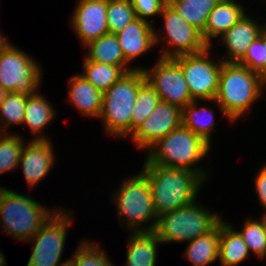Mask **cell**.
Listing matches in <instances>:
<instances>
[{"label":"cell","instance_id":"6da1fadb","mask_svg":"<svg viewBox=\"0 0 266 266\" xmlns=\"http://www.w3.org/2000/svg\"><path fill=\"white\" fill-rule=\"evenodd\" d=\"M264 88L266 80L259 73L239 63L223 62L216 97L206 102L215 103L231 124L251 111Z\"/></svg>","mask_w":266,"mask_h":266},{"label":"cell","instance_id":"7a4b0ae2","mask_svg":"<svg viewBox=\"0 0 266 266\" xmlns=\"http://www.w3.org/2000/svg\"><path fill=\"white\" fill-rule=\"evenodd\" d=\"M141 171L148 177L158 217L197 201L206 182L195 172L150 164L146 159Z\"/></svg>","mask_w":266,"mask_h":266},{"label":"cell","instance_id":"3957f363","mask_svg":"<svg viewBox=\"0 0 266 266\" xmlns=\"http://www.w3.org/2000/svg\"><path fill=\"white\" fill-rule=\"evenodd\" d=\"M210 150L209 143L181 124L154 143L145 159L150 164L195 172L206 181L210 171L201 167L200 161L208 157Z\"/></svg>","mask_w":266,"mask_h":266},{"label":"cell","instance_id":"277c9868","mask_svg":"<svg viewBox=\"0 0 266 266\" xmlns=\"http://www.w3.org/2000/svg\"><path fill=\"white\" fill-rule=\"evenodd\" d=\"M121 183L118 189H115L112 200L122 227L125 226L129 232L154 231L158 216L154 209L148 177L140 171L138 175L128 176Z\"/></svg>","mask_w":266,"mask_h":266},{"label":"cell","instance_id":"5b68a950","mask_svg":"<svg viewBox=\"0 0 266 266\" xmlns=\"http://www.w3.org/2000/svg\"><path fill=\"white\" fill-rule=\"evenodd\" d=\"M16 190L0 189L1 233L18 241H28L59 208L47 206ZM0 220V221H1Z\"/></svg>","mask_w":266,"mask_h":266},{"label":"cell","instance_id":"8992f818","mask_svg":"<svg viewBox=\"0 0 266 266\" xmlns=\"http://www.w3.org/2000/svg\"><path fill=\"white\" fill-rule=\"evenodd\" d=\"M146 82L143 70L127 72L103 93L99 119L103 120L104 133L124 139L131 135V115L138 89Z\"/></svg>","mask_w":266,"mask_h":266},{"label":"cell","instance_id":"52a82bcc","mask_svg":"<svg viewBox=\"0 0 266 266\" xmlns=\"http://www.w3.org/2000/svg\"><path fill=\"white\" fill-rule=\"evenodd\" d=\"M196 202L158 217L153 232L163 245L188 243L210 233L224 220L218 213Z\"/></svg>","mask_w":266,"mask_h":266},{"label":"cell","instance_id":"ba28073f","mask_svg":"<svg viewBox=\"0 0 266 266\" xmlns=\"http://www.w3.org/2000/svg\"><path fill=\"white\" fill-rule=\"evenodd\" d=\"M61 207V208H60ZM26 242H31L33 250L26 266H62L61 262L69 227L73 224L70 210L60 206ZM61 262V263H60ZM60 264V265H59Z\"/></svg>","mask_w":266,"mask_h":266},{"label":"cell","instance_id":"9c48e42d","mask_svg":"<svg viewBox=\"0 0 266 266\" xmlns=\"http://www.w3.org/2000/svg\"><path fill=\"white\" fill-rule=\"evenodd\" d=\"M42 68L27 52L9 44L0 54V86L9 92L32 96L40 90Z\"/></svg>","mask_w":266,"mask_h":266},{"label":"cell","instance_id":"30bf717a","mask_svg":"<svg viewBox=\"0 0 266 266\" xmlns=\"http://www.w3.org/2000/svg\"><path fill=\"white\" fill-rule=\"evenodd\" d=\"M160 16L164 26L160 32L163 34L158 33L154 28L156 45H160L159 42L164 43V47L161 46L164 49L159 54L160 58L195 54L204 51L208 47L202 33L187 23L169 3L164 5Z\"/></svg>","mask_w":266,"mask_h":266},{"label":"cell","instance_id":"8fae6325","mask_svg":"<svg viewBox=\"0 0 266 266\" xmlns=\"http://www.w3.org/2000/svg\"><path fill=\"white\" fill-rule=\"evenodd\" d=\"M211 48L208 46L202 52L172 58L183 71L192 99L200 103L214 100L218 91L223 61L212 59Z\"/></svg>","mask_w":266,"mask_h":266},{"label":"cell","instance_id":"7c38bea8","mask_svg":"<svg viewBox=\"0 0 266 266\" xmlns=\"http://www.w3.org/2000/svg\"><path fill=\"white\" fill-rule=\"evenodd\" d=\"M146 81L158 93L161 101L183 109L194 101L181 67L172 58L158 57L156 64L144 68Z\"/></svg>","mask_w":266,"mask_h":266},{"label":"cell","instance_id":"4fadbf2b","mask_svg":"<svg viewBox=\"0 0 266 266\" xmlns=\"http://www.w3.org/2000/svg\"><path fill=\"white\" fill-rule=\"evenodd\" d=\"M182 109L159 101L146 120L129 136L135 147L146 151L159 139L182 124Z\"/></svg>","mask_w":266,"mask_h":266},{"label":"cell","instance_id":"5bb4252c","mask_svg":"<svg viewBox=\"0 0 266 266\" xmlns=\"http://www.w3.org/2000/svg\"><path fill=\"white\" fill-rule=\"evenodd\" d=\"M75 4L70 24L83 47L109 33L107 0H78Z\"/></svg>","mask_w":266,"mask_h":266},{"label":"cell","instance_id":"9a60e30c","mask_svg":"<svg viewBox=\"0 0 266 266\" xmlns=\"http://www.w3.org/2000/svg\"><path fill=\"white\" fill-rule=\"evenodd\" d=\"M51 140H28L23 146L18 168L23 175L28 188H35L49 174L56 160ZM20 166V167H19Z\"/></svg>","mask_w":266,"mask_h":266},{"label":"cell","instance_id":"2e32d148","mask_svg":"<svg viewBox=\"0 0 266 266\" xmlns=\"http://www.w3.org/2000/svg\"><path fill=\"white\" fill-rule=\"evenodd\" d=\"M245 14L234 26L221 37L222 46L226 48L223 62L239 63L245 56L248 47L260 36L263 25Z\"/></svg>","mask_w":266,"mask_h":266},{"label":"cell","instance_id":"e0dca14e","mask_svg":"<svg viewBox=\"0 0 266 266\" xmlns=\"http://www.w3.org/2000/svg\"><path fill=\"white\" fill-rule=\"evenodd\" d=\"M154 28L152 22L136 17L122 31L115 34L129 64L156 46Z\"/></svg>","mask_w":266,"mask_h":266},{"label":"cell","instance_id":"ac0fdd59","mask_svg":"<svg viewBox=\"0 0 266 266\" xmlns=\"http://www.w3.org/2000/svg\"><path fill=\"white\" fill-rule=\"evenodd\" d=\"M245 6L237 0H220L210 12L202 37L212 47L213 38L221 37L234 26L247 12Z\"/></svg>","mask_w":266,"mask_h":266},{"label":"cell","instance_id":"d6986e66","mask_svg":"<svg viewBox=\"0 0 266 266\" xmlns=\"http://www.w3.org/2000/svg\"><path fill=\"white\" fill-rule=\"evenodd\" d=\"M68 103L74 105L83 116L99 118L103 93L89 83L81 74L68 79Z\"/></svg>","mask_w":266,"mask_h":266},{"label":"cell","instance_id":"ffe728a7","mask_svg":"<svg viewBox=\"0 0 266 266\" xmlns=\"http://www.w3.org/2000/svg\"><path fill=\"white\" fill-rule=\"evenodd\" d=\"M56 114L55 107L46 96L37 92L28 97L22 125L30 129V133L33 135L32 140H51L41 133L49 123L51 124Z\"/></svg>","mask_w":266,"mask_h":266},{"label":"cell","instance_id":"44dd1931","mask_svg":"<svg viewBox=\"0 0 266 266\" xmlns=\"http://www.w3.org/2000/svg\"><path fill=\"white\" fill-rule=\"evenodd\" d=\"M161 244L153 231L131 232L124 266H156L159 253L157 250Z\"/></svg>","mask_w":266,"mask_h":266},{"label":"cell","instance_id":"7402d4cb","mask_svg":"<svg viewBox=\"0 0 266 266\" xmlns=\"http://www.w3.org/2000/svg\"><path fill=\"white\" fill-rule=\"evenodd\" d=\"M227 221L220 223L218 260L222 266H236L246 260L250 252L234 224Z\"/></svg>","mask_w":266,"mask_h":266},{"label":"cell","instance_id":"603a6c76","mask_svg":"<svg viewBox=\"0 0 266 266\" xmlns=\"http://www.w3.org/2000/svg\"><path fill=\"white\" fill-rule=\"evenodd\" d=\"M83 60V72L80 74L102 93L108 90L127 72L135 69L143 70L145 68L142 66H114L93 62L86 56Z\"/></svg>","mask_w":266,"mask_h":266},{"label":"cell","instance_id":"cb8c5ba5","mask_svg":"<svg viewBox=\"0 0 266 266\" xmlns=\"http://www.w3.org/2000/svg\"><path fill=\"white\" fill-rule=\"evenodd\" d=\"M220 224L210 233L188 242L184 257L193 266H208L218 261Z\"/></svg>","mask_w":266,"mask_h":266},{"label":"cell","instance_id":"d4e9b609","mask_svg":"<svg viewBox=\"0 0 266 266\" xmlns=\"http://www.w3.org/2000/svg\"><path fill=\"white\" fill-rule=\"evenodd\" d=\"M199 101H192L182 109V125L212 144L215 126V113L209 107L199 106Z\"/></svg>","mask_w":266,"mask_h":266},{"label":"cell","instance_id":"484cf974","mask_svg":"<svg viewBox=\"0 0 266 266\" xmlns=\"http://www.w3.org/2000/svg\"><path fill=\"white\" fill-rule=\"evenodd\" d=\"M87 49L86 57L93 61L114 66H129L115 34H105L90 41L84 46Z\"/></svg>","mask_w":266,"mask_h":266},{"label":"cell","instance_id":"4316f807","mask_svg":"<svg viewBox=\"0 0 266 266\" xmlns=\"http://www.w3.org/2000/svg\"><path fill=\"white\" fill-rule=\"evenodd\" d=\"M220 0H170L168 3L190 25L205 31L210 12Z\"/></svg>","mask_w":266,"mask_h":266},{"label":"cell","instance_id":"83f0119b","mask_svg":"<svg viewBox=\"0 0 266 266\" xmlns=\"http://www.w3.org/2000/svg\"><path fill=\"white\" fill-rule=\"evenodd\" d=\"M247 245L249 252L259 260L266 258V227L265 214L259 219H246L241 230L237 231Z\"/></svg>","mask_w":266,"mask_h":266},{"label":"cell","instance_id":"f1b7e54d","mask_svg":"<svg viewBox=\"0 0 266 266\" xmlns=\"http://www.w3.org/2000/svg\"><path fill=\"white\" fill-rule=\"evenodd\" d=\"M23 135L0 133V174L18 169L23 146Z\"/></svg>","mask_w":266,"mask_h":266},{"label":"cell","instance_id":"f546056e","mask_svg":"<svg viewBox=\"0 0 266 266\" xmlns=\"http://www.w3.org/2000/svg\"><path fill=\"white\" fill-rule=\"evenodd\" d=\"M98 244L88 239L80 241L73 257L68 259L70 266H116Z\"/></svg>","mask_w":266,"mask_h":266},{"label":"cell","instance_id":"4dcf8cb0","mask_svg":"<svg viewBox=\"0 0 266 266\" xmlns=\"http://www.w3.org/2000/svg\"><path fill=\"white\" fill-rule=\"evenodd\" d=\"M159 101L158 93L146 81L136 94L131 115V134L148 118Z\"/></svg>","mask_w":266,"mask_h":266},{"label":"cell","instance_id":"1f68e13d","mask_svg":"<svg viewBox=\"0 0 266 266\" xmlns=\"http://www.w3.org/2000/svg\"><path fill=\"white\" fill-rule=\"evenodd\" d=\"M28 97L10 92L0 105V133H7L12 125H22Z\"/></svg>","mask_w":266,"mask_h":266},{"label":"cell","instance_id":"d6a6232c","mask_svg":"<svg viewBox=\"0 0 266 266\" xmlns=\"http://www.w3.org/2000/svg\"><path fill=\"white\" fill-rule=\"evenodd\" d=\"M130 0H107V25L110 34H117L135 19Z\"/></svg>","mask_w":266,"mask_h":266},{"label":"cell","instance_id":"836d02e7","mask_svg":"<svg viewBox=\"0 0 266 266\" xmlns=\"http://www.w3.org/2000/svg\"><path fill=\"white\" fill-rule=\"evenodd\" d=\"M239 64L259 73L266 80V44L260 36L248 47Z\"/></svg>","mask_w":266,"mask_h":266},{"label":"cell","instance_id":"e575fe53","mask_svg":"<svg viewBox=\"0 0 266 266\" xmlns=\"http://www.w3.org/2000/svg\"><path fill=\"white\" fill-rule=\"evenodd\" d=\"M130 3L137 18L150 22L152 17H160L162 9L167 2L164 0H130Z\"/></svg>","mask_w":266,"mask_h":266},{"label":"cell","instance_id":"d590c367","mask_svg":"<svg viewBox=\"0 0 266 266\" xmlns=\"http://www.w3.org/2000/svg\"><path fill=\"white\" fill-rule=\"evenodd\" d=\"M254 190L258 196V202L263 209L265 210L263 213L266 214V163L260 169L258 173H256L254 177Z\"/></svg>","mask_w":266,"mask_h":266},{"label":"cell","instance_id":"8d00e7d4","mask_svg":"<svg viewBox=\"0 0 266 266\" xmlns=\"http://www.w3.org/2000/svg\"><path fill=\"white\" fill-rule=\"evenodd\" d=\"M9 39L7 37H5V35H3L0 32V54L4 51V49L11 43L10 41H8Z\"/></svg>","mask_w":266,"mask_h":266},{"label":"cell","instance_id":"74e56055","mask_svg":"<svg viewBox=\"0 0 266 266\" xmlns=\"http://www.w3.org/2000/svg\"><path fill=\"white\" fill-rule=\"evenodd\" d=\"M10 92L0 86V105L5 101Z\"/></svg>","mask_w":266,"mask_h":266},{"label":"cell","instance_id":"f35d334b","mask_svg":"<svg viewBox=\"0 0 266 266\" xmlns=\"http://www.w3.org/2000/svg\"><path fill=\"white\" fill-rule=\"evenodd\" d=\"M260 37L263 39L264 43L266 44V23H263V28L260 32Z\"/></svg>","mask_w":266,"mask_h":266},{"label":"cell","instance_id":"ab89813d","mask_svg":"<svg viewBox=\"0 0 266 266\" xmlns=\"http://www.w3.org/2000/svg\"><path fill=\"white\" fill-rule=\"evenodd\" d=\"M0 266H7L6 260L3 256V252L0 251Z\"/></svg>","mask_w":266,"mask_h":266},{"label":"cell","instance_id":"60d3db41","mask_svg":"<svg viewBox=\"0 0 266 266\" xmlns=\"http://www.w3.org/2000/svg\"><path fill=\"white\" fill-rule=\"evenodd\" d=\"M62 266H70V264L67 262L66 264L62 265Z\"/></svg>","mask_w":266,"mask_h":266}]
</instances>
